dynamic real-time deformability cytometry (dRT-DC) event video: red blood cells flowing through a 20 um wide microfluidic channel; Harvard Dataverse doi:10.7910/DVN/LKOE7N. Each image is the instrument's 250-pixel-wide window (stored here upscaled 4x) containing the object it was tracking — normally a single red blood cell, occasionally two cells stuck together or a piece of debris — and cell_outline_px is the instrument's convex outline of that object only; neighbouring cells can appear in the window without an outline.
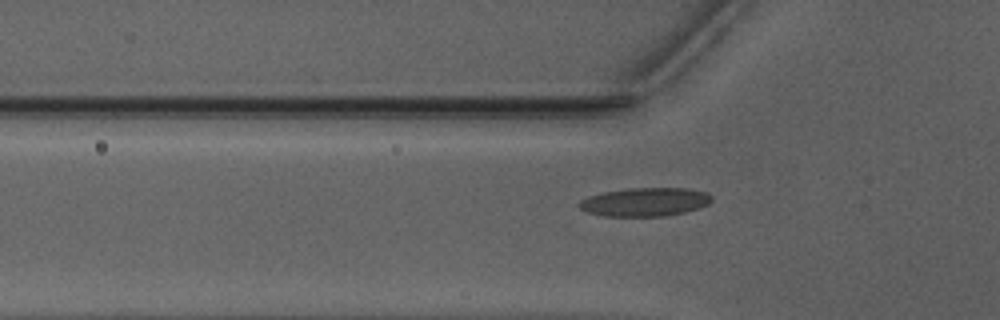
{"species": "Egyptian fruit bat (a non-hibernating species)", "species_latin": "Rousettus aegyptiacus", "temperature_condition": "warm", "stored_images_in_passage": 33, "camera_frame_rate_fps": 3000, "um_per_image_px": 0.085, "animal": {"sex": "male"}, "frame": {"image": 1, "passage_image": 6, "time_ms": 1.667, "image_size_px": [1000, 320], "cell_outline_px": [[712, 200], [708, 204], [700, 208], [684, 212], [664, 216], [604, 216], [588, 212], [580, 208], [576, 204], [580, 200], [588, 196], [604, 192], [628, 188], [688, 188], [708, 192], [712, 196]], "centroid_in_image_um": [54.84, 17.16], "position_along_channel_um": 71.0, "area_um2": 22.2}}
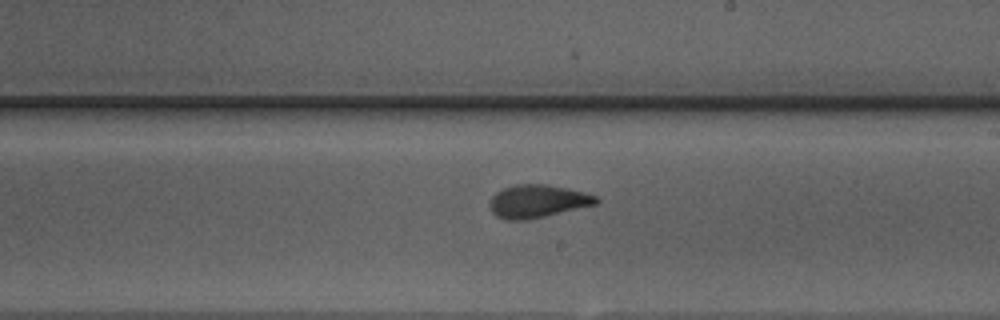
{"frame": {"image": 2, "passage_image": 19, "time_ms": 6.0, "image_size_px": [1000, 320], "cell_outline_px": [[600, 200], [596, 204], [528, 220], [504, 220], [496, 216], [492, 212], [488, 204], [488, 200], [496, 192], [504, 188], [516, 184], [544, 184], [568, 188], [584, 192], [596, 196]], "centroid_in_image_um": [45.65, 17.11], "position_along_channel_um": 243.4, "area_um2": 20.52}}
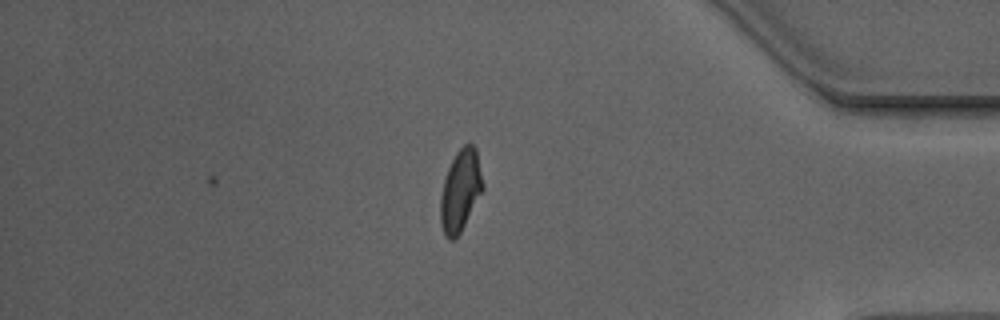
{"frame": {"image": 3, "passage_image": 33, "time_ms": 10.667, "image_size_px": [1000, 320], "cell_outline_px": [[484, 188], [456, 240], [448, 240], [444, 236], [440, 224], [440, 196], [444, 180], [448, 168], [456, 152], [464, 144], [472, 144], [476, 148], [484, 184]], "centroid_in_image_um": [39.13, 16.23], "position_along_channel_um": 396.1, "area_um2": 20.29}, "authors_computed_cell_mechanics": {"area_um2": 20.4034, "velocity_mm_per_s": 3.9577, "shape_relaxation_time_tau1_ms": 4.4096, "shape_relaxation_time_tau2_ms": 1.3381, "deformation_change_tau1": 0.1539, "deformation_change_tau2": 0.0774}}